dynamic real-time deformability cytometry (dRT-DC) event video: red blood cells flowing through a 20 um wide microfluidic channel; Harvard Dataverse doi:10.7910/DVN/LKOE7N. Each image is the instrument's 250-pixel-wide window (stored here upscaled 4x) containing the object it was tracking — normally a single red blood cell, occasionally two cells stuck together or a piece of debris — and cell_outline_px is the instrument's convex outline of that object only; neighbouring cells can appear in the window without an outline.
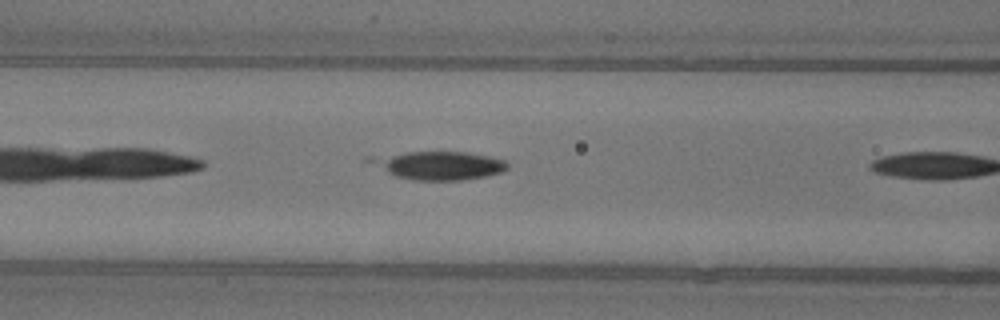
{"species": "common noctule bat (a hibernating species)", "species_latin": "Nyctalus noctula", "temperature_condition": "warm", "stored_images_in_passage": 7, "camera_frame_rate_fps": 3000, "um_per_image_px": 0.085, "animal": {"sex": "female"}, "frame": {"image": 1, "passage_image": 6, "time_ms": 1.667, "image_size_px": [1000, 320], "cell_outline_px": [[508, 168], [500, 172], [484, 176], [460, 180], [416, 180], [396, 176], [388, 172], [380, 160], [404, 152], [468, 152], [488, 156], [504, 160], [508, 164]], "centroid_in_image_um": [37.63, 14.08], "position_along_channel_um": 129.0, "area_um2": 20.87}}